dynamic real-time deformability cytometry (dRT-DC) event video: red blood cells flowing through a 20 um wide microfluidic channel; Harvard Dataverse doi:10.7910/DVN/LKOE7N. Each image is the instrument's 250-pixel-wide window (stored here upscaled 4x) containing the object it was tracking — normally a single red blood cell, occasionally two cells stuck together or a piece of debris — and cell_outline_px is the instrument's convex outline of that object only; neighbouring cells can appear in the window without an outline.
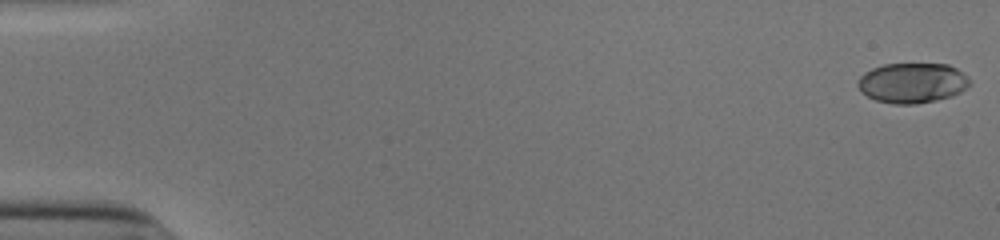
{"species": "human", "species_latin": "Homo sapiens", "temperature_condition": "cold", "stored_images_in_passage": 53, "camera_frame_rate_fps": 3000, "um_per_image_px": 0.085, "donor": {"sex": "male"}, "frame": {"image": 1, "passage_image": 1, "time_ms": 0.0, "image_size_px": [1000, 240], "cell_outline_px": [[968, 84], [960, 92], [952, 96], [936, 100], [916, 104], [892, 104], [876, 100], [860, 92], [856, 84], [860, 76], [864, 72], [872, 68], [884, 64], [948, 64], [956, 68], [968, 76]], "centroid_in_image_um": [77.5, 7.05], "position_along_channel_um": 7.5, "area_um2": 26.18}}
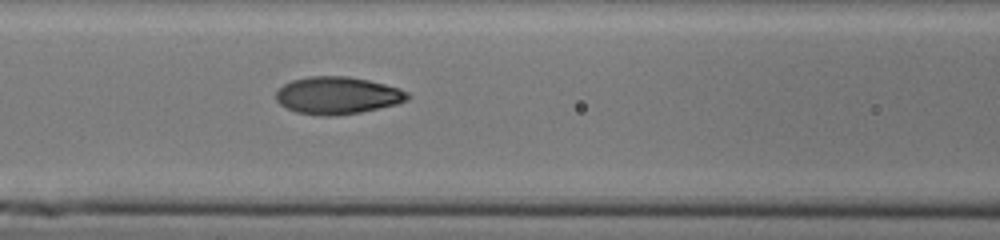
{"frame": {"image": 2, "passage_image": 24, "time_ms": 7.667, "image_size_px": [1000, 240], "cell_outline_px": [[408, 100], [396, 104], [360, 112], [336, 116], [320, 116], [296, 112], [280, 104], [276, 100], [276, 92], [284, 84], [292, 80], [308, 76], [348, 76], [368, 80], [400, 88], [408, 92]], "centroid_in_image_um": [28.67, 8.11], "position_along_channel_um": 137.9, "area_um2": 28.61}}
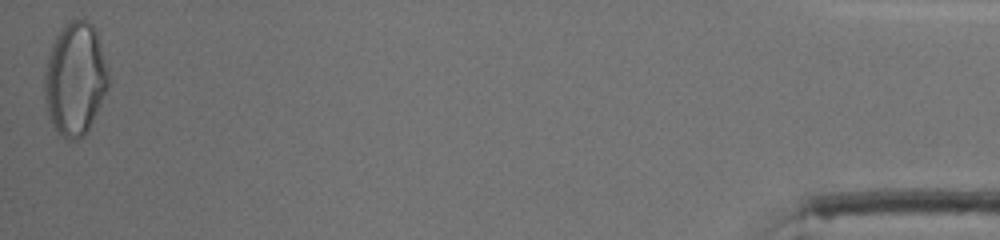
{"frame": {"image": 3, "passage_image": 53, "time_ms": 17.333, "image_size_px": [1000, 240], "cell_outline_px": [[108, 88], [88, 132], [84, 136], [76, 140], [68, 140], [60, 136], [52, 124], [48, 116], [44, 96], [44, 72], [52, 44], [56, 36], [64, 24], [72, 20], [84, 20], [92, 24], [96, 28], [108, 68]], "centroid_in_image_um": [6.39, 6.74], "position_along_channel_um": 428.8, "area_um2": 42.43}, "authors_computed_cell_mechanics": {"area_um2": 27.8018, "velocity_mm_per_s": 3.9231, "shape_relaxation_time_tau1_ms": 3.4751, "shape_relaxation_time_tau2_ms": 1.0304, "deformation_change_tau1": 0.1784, "deformation_change_tau2": 0.0524}}